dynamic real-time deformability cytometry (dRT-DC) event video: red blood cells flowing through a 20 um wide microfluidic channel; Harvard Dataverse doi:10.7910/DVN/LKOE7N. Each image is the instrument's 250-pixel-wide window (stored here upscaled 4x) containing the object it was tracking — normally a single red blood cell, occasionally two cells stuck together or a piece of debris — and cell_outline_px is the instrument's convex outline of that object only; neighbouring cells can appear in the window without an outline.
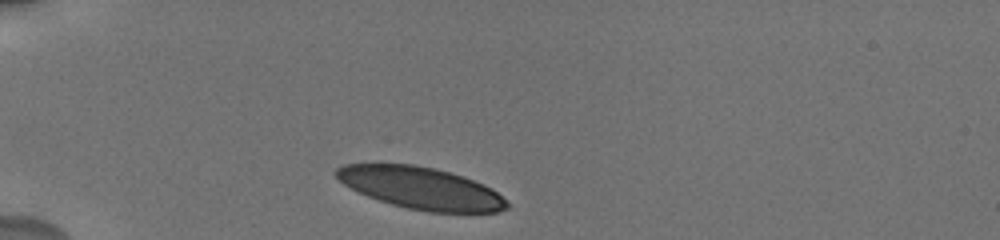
{"species": "human", "species_latin": "Homo sapiens", "temperature_condition": "cold", "stored_images_in_passage": 4, "camera_frame_rate_fps": 3000, "um_per_image_px": 0.085, "donor": {"sex": "male"}, "frame": {"image": 1, "passage_image": 1, "time_ms": 0.0, "image_size_px": [1000, 240], "cell_outline_px": [[508, 208], [496, 212], [428, 212], [408, 208], [392, 204], [368, 196], [344, 184], [336, 176], [336, 168], [344, 164], [412, 164], [432, 168], [448, 172], [484, 184], [492, 188], [508, 204]], "centroid_in_image_um": [35.77, 15.99], "position_along_channel_um": 49.2, "area_um2": 41.04}}
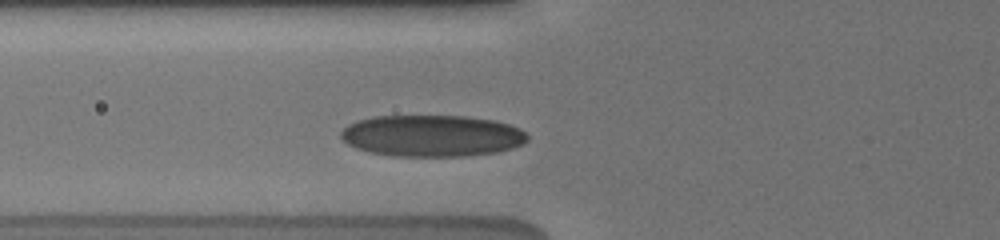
{"frame": {"image": 2, "passage_image": 4, "time_ms": 2.0, "image_size_px": [1000, 240], "cell_outline_px": [[528, 140], [524, 144], [512, 148], [496, 152], [464, 156], [392, 156], [372, 152], [356, 148], [348, 144], [340, 136], [340, 132], [348, 124], [356, 120], [372, 116], [464, 116], [492, 120], [508, 124], [520, 128], [528, 136]], "centroid_in_image_um": [36.71, 11.54], "position_along_channel_um": 89.1, "area_um2": 45.26}}